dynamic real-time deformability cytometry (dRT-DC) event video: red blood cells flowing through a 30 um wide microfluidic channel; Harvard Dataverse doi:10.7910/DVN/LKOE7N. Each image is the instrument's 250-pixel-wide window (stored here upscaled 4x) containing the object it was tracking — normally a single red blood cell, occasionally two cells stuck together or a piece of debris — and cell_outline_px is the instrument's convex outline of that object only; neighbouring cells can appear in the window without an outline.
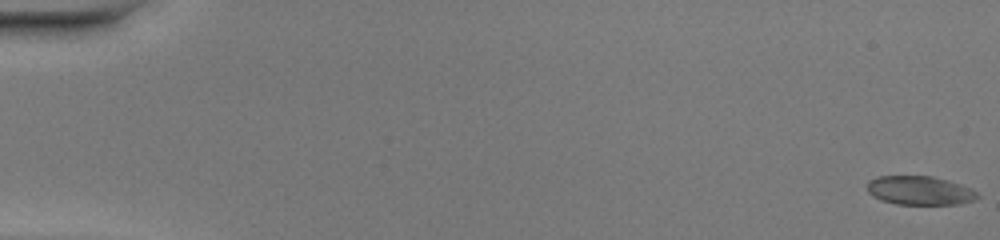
{"species": "common noctule bat (a hibernating species)", "species_latin": "Nyctalus noctula", "temperature_condition": "warm", "stored_images_in_passage": 51, "camera_frame_rate_fps": 3000, "um_per_image_px": 0.085, "animal": {"sex": "female", "body_mass_g": 20.0, "forearm_length_mm": 54.0}, "frame": {"image": 1, "passage_image": 1, "time_ms": 0.0, "image_size_px": [1000, 240], "cell_outline_px": [[980, 196], [972, 200], [956, 204], [896, 204], [880, 200], [872, 196], [868, 192], [868, 180], [876, 176], [932, 176], [948, 180], [972, 188]], "centroid_in_image_um": [78.15, 16.18], "position_along_channel_um": 6.9, "area_um2": 18.55}}
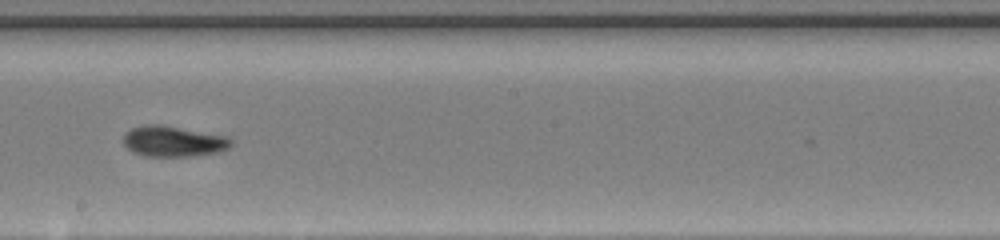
{"frame": {"image": 2, "passage_image": 30, "time_ms": 9.667, "image_size_px": [1000, 240], "cell_outline_px": [[232, 144], [228, 148], [216, 152], [192, 156], [148, 156], [132, 152], [124, 144], [124, 136], [132, 128], [144, 124], [160, 124], [228, 136], [232, 140]], "centroid_in_image_um": [14.74, 12.0], "position_along_channel_um": 233.5, "area_um2": 19.13}}
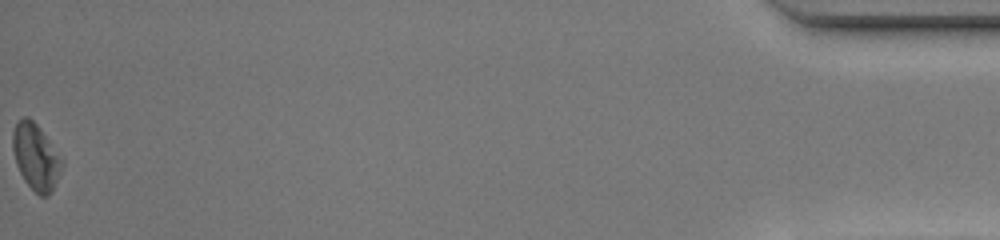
{"frame": {"image": 3, "passage_image": 51, "time_ms": 16.667, "image_size_px": [1000, 240], "cell_outline_px": [[64, 164], [48, 196], [40, 196], [24, 180], [16, 164], [12, 148], [12, 132], [16, 124], [24, 116], [28, 116], [40, 128]], "centroid_in_image_um": [3.01, 13.32], "position_along_channel_um": 432.2, "area_um2": 18.44}, "authors_computed_cell_mechanics": {"area_um2": 18.5538, "velocity_mm_per_s": 4.1873, "shape_relaxation_time_tau1_ms": 6.0036, "shape_relaxation_time_tau2_ms": 6.4268, "deformation_change_tau1": 0.1736, "deformation_change_tau2": 0.131}}